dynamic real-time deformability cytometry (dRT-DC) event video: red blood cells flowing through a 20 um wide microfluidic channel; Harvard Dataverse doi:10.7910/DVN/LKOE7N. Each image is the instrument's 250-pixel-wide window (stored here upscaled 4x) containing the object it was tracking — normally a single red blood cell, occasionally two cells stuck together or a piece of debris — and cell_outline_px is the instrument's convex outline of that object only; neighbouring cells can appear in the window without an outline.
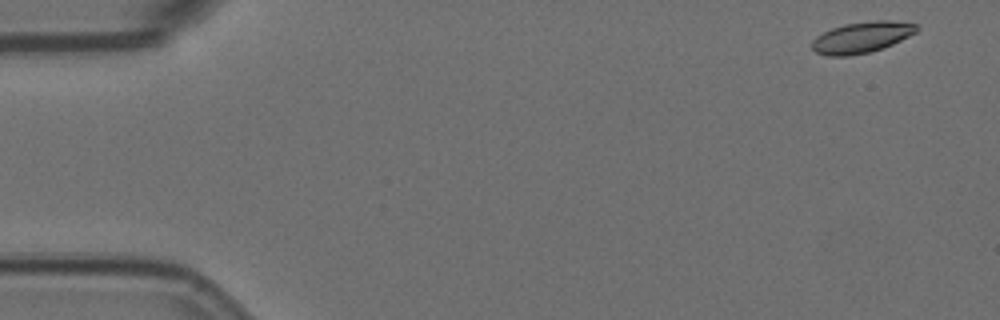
{"species": "Egyptian fruit bat (a non-hibernating species)", "species_latin": "Rousettus aegyptiacus", "temperature_condition": "room temperature", "stored_images_in_passage": 5, "camera_frame_rate_fps": 3000, "um_per_image_px": 0.085, "animal": {"sex": "female"}, "frame": {"image": 1, "passage_image": 1, "time_ms": 0.0, "image_size_px": [1000, 320], "cell_outline_px": [[920, 28], [916, 32], [884, 48], [868, 52], [848, 56], [828, 56], [816, 52], [812, 48], [812, 40], [816, 36], [832, 28], [844, 24], [876, 20], [888, 20], [916, 24]], "centroid_in_image_um": [73.24, 3.17], "position_along_channel_um": 11.8, "area_um2": 18.84}}
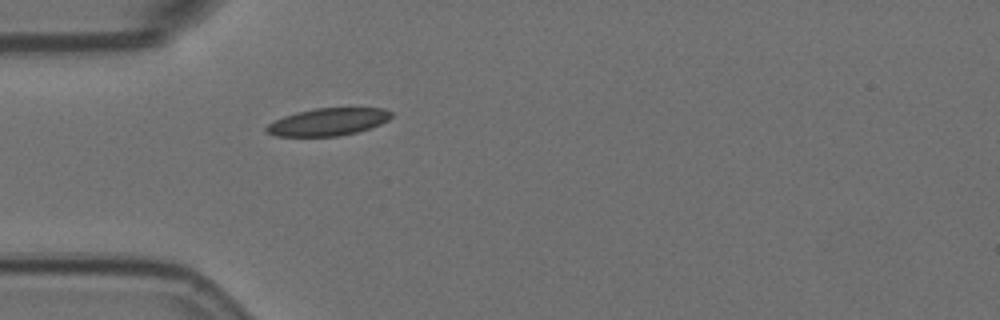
{"frame": {"image": 2, "passage_image": 5, "time_ms": 1.333, "image_size_px": [1000, 320], "cell_outline_px": [[392, 116], [388, 120], [380, 124], [356, 132], [336, 136], [276, 136], [268, 132], [264, 128], [268, 124], [284, 116], [296, 112], [316, 108], [384, 108], [392, 112]], "centroid_in_image_um": [27.89, 10.35], "position_along_channel_um": 57.1, "area_um2": 19.77}}